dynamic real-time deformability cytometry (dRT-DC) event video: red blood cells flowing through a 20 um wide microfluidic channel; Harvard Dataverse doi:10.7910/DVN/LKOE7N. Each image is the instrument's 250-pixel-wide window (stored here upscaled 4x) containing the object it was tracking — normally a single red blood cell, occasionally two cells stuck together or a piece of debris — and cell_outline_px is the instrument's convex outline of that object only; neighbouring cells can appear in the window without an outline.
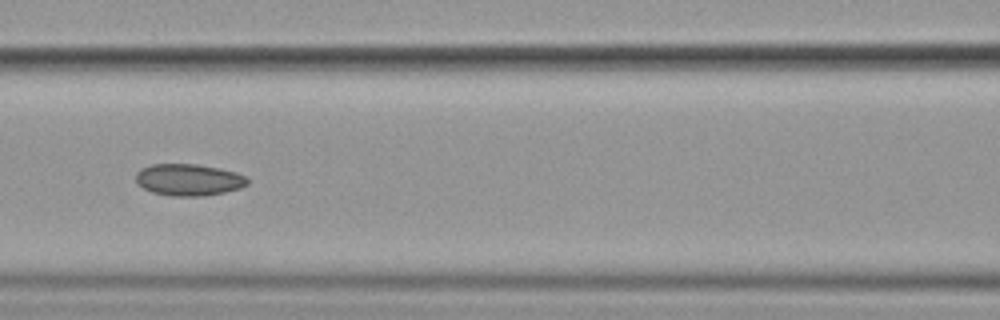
{"species": "common noctule bat (a hibernating species)", "species_latin": "Nyctalus noctula", "temperature_condition": "cold", "stored_images_in_passage": 15, "camera_frame_rate_fps": 3000, "um_per_image_px": 0.085, "animal": {"sex": "female", "body_mass_g": 19.9}, "frame": {"image": 1, "passage_image": 7, "time_ms": 8.0, "image_size_px": [1000, 320], "cell_outline_px": [[248, 184], [240, 188], [224, 192], [204, 196], [172, 196], [152, 192], [144, 188], [136, 180], [136, 172], [152, 164], [196, 164], [236, 172], [244, 176], [248, 180]], "centroid_in_image_um": [16.04, 15.29], "position_along_channel_um": 150.6, "area_um2": 20.4}}
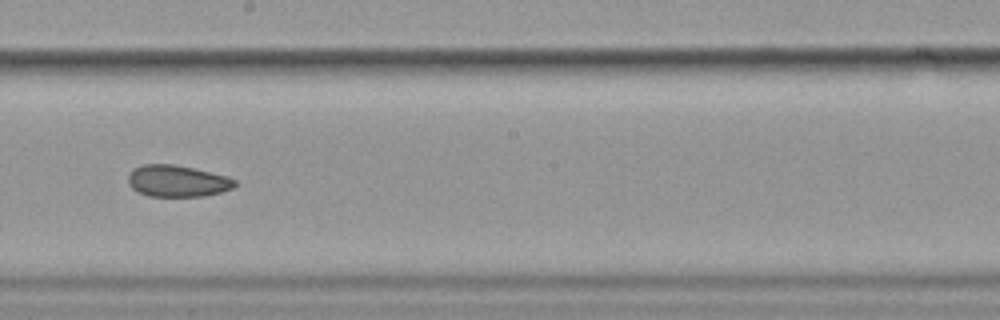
{"frame": {"image": 2, "passage_image": 9, "time_ms": 10.333, "image_size_px": [1000, 320], "cell_outline_px": [[236, 184], [232, 188], [220, 192], [204, 196], [148, 196], [136, 192], [128, 184], [128, 176], [136, 168], [144, 164], [172, 164], [192, 168], [228, 176], [236, 180]], "centroid_in_image_um": [15.07, 15.39], "position_along_channel_um": 233.1, "area_um2": 19.54}}
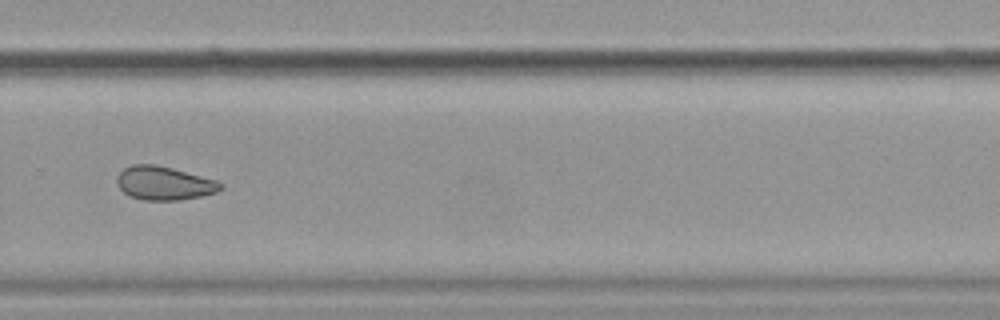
{"frame": {"image": 3, "passage_image": 11, "time_ms": 12.667, "image_size_px": [1000, 320], "cell_outline_px": [[224, 188], [216, 192], [200, 196], [180, 200], [144, 200], [132, 196], [124, 192], [120, 188], [116, 180], [116, 176], [124, 168], [132, 164], [156, 164], [172, 168], [216, 180], [224, 184]], "centroid_in_image_um": [13.96, 15.56], "position_along_channel_um": 315.8, "area_um2": 20.23}, "authors_computed_cell_mechanics": {"area_um2": 22.0796, "velocity_mm_per_s": 3.5588, "shape_relaxation_time_tau1_ms": null, "shape_relaxation_time_tau2_ms": 3.7455, "deformation_change_tau1": null, "deformation_change_tau2": 0.079}}